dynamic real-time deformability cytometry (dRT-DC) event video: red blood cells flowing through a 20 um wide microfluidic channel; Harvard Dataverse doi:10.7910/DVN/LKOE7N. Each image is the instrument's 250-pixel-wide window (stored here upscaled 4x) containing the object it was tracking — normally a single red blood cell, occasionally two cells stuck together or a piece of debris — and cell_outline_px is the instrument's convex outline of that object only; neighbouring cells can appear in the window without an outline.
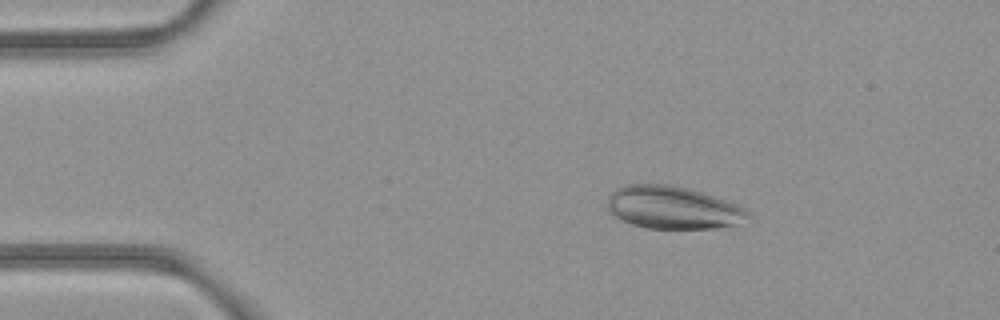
{"species": "common noctule bat (a hibernating species)", "species_latin": "Nyctalus noctula", "temperature_condition": "room temperature", "stored_images_in_passage": 52, "camera_frame_rate_fps": 3000, "um_per_image_px": 0.085, "animal": {"sex": "female", "body_mass_g": 21.9}, "frame": {"image": 1, "passage_image": 8, "time_ms": 2.333, "image_size_px": [1000, 320], "cell_outline_px": [[748, 216], [732, 224], [716, 228], [648, 228], [632, 224], [616, 216], [608, 208], [608, 196], [616, 188], [628, 184], [668, 184], [688, 188], [736, 204], [744, 208], [748, 212]], "centroid_in_image_um": [57.13, 17.63], "position_along_channel_um": 27.9, "area_um2": 34.16}}
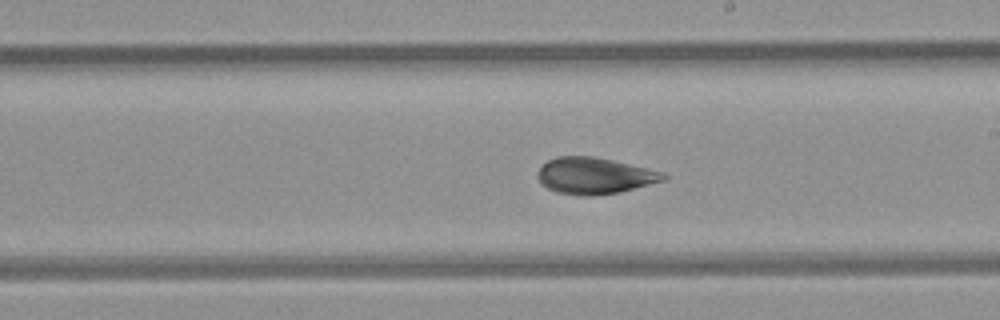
{"frame": {"image": 2, "passage_image": 29, "time_ms": 9.333, "image_size_px": [1000, 320], "cell_outline_px": [[668, 176], [664, 180], [620, 192], [592, 196], [576, 196], [556, 192], [540, 184], [536, 176], [536, 172], [548, 160], [556, 156], [592, 156], [612, 160], [648, 168], [664, 172]], "centroid_in_image_um": [50.49, 14.94], "position_along_channel_um": 238.5, "area_um2": 26.88}}
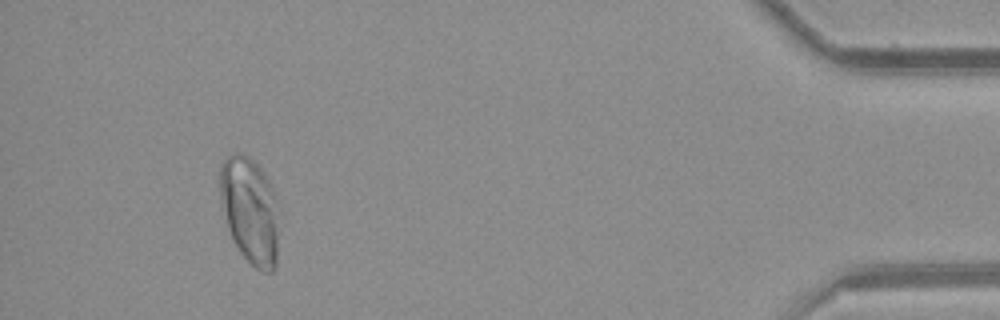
{"frame": {"image": 3, "passage_image": 48, "time_ms": 15.667, "image_size_px": [1000, 320], "cell_outline_px": [[280, 208], [276, 264], [272, 272], [260, 272], [240, 252], [232, 240], [228, 228], [220, 196], [220, 164], [232, 152], [248, 156], [260, 168], [268, 180], [272, 188]], "centroid_in_image_um": [21.28, 17.9], "position_along_channel_um": 413.9, "area_um2": 36.88}}